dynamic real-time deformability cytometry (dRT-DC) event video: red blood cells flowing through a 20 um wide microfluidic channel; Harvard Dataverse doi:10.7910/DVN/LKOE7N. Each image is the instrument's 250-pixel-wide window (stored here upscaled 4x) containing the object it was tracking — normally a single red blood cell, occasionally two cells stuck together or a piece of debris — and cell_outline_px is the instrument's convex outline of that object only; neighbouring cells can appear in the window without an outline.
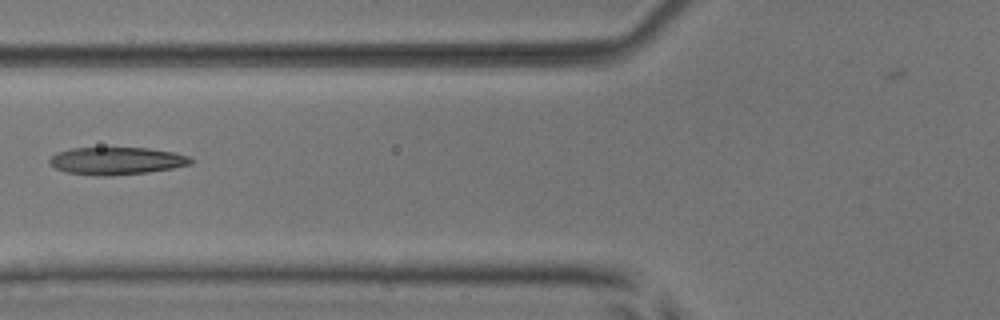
{"species": "common noctule bat (a hibernating species)", "species_latin": "Nyctalus noctula", "temperature_condition": "room temperature", "stored_images_in_passage": 3, "camera_frame_rate_fps": 3000, "um_per_image_px": 0.085, "animal": {"sex": "male", "body_mass_g": 17.9, "forearm_length_mm": 54.2}, "frame": {"image": 1, "passage_image": 2, "time_ms": 1.333, "image_size_px": [1000, 320], "cell_outline_px": [[192, 164], [172, 168], [148, 172], [108, 176], [68, 172], [56, 168], [48, 160], [56, 152], [72, 148], [148, 148], [172, 152], [188, 156], [192, 160]], "centroid_in_image_um": [9.92, 13.66], "position_along_channel_um": 115.9, "area_um2": 22.25}}
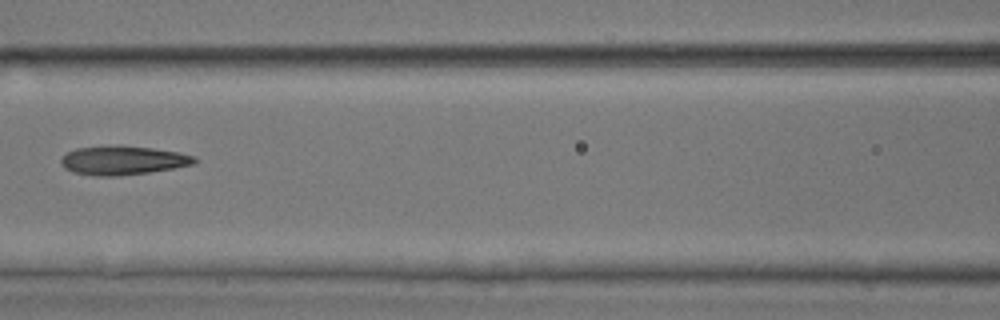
{"frame": {"image": 2, "passage_image": 3, "time_ms": 2.333, "image_size_px": [1000, 320], "cell_outline_px": [[196, 164], [148, 172], [120, 176], [96, 176], [72, 172], [64, 168], [60, 164], [60, 160], [68, 152], [76, 148], [120, 144], [152, 148], [180, 152], [196, 156]], "centroid_in_image_um": [10.44, 13.62], "position_along_channel_um": 156.2, "area_um2": 22.77}}